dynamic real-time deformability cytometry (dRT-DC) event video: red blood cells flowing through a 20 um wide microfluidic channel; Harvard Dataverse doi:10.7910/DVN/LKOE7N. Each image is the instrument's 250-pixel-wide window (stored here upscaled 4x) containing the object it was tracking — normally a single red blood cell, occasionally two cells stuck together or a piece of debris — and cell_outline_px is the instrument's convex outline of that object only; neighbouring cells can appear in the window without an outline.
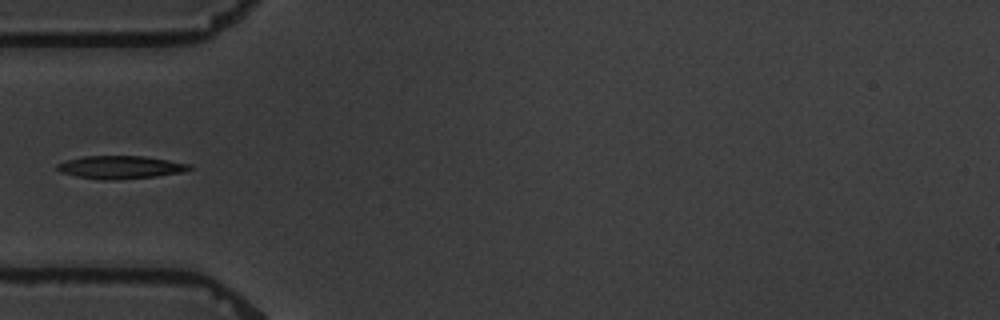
{"species": "common noctule bat (a hibernating species)", "species_latin": "Nyctalus noctula", "temperature_condition": "warm", "stored_images_in_passage": 2, "camera_frame_rate_fps": 3000, "um_per_image_px": 0.085, "animal": {"sex": "male", "body_mass_g": 19.5, "forearm_length_mm": 54.6}, "frame": {"image": 1, "passage_image": 2, "time_ms": 3.667, "image_size_px": [1000, 320], "cell_outline_px": [[196, 168], [180, 172], [156, 176], [112, 180], [100, 180], [76, 176], [60, 172], [56, 168], [56, 164], [68, 160], [84, 156], [144, 156], [192, 164]], "centroid_in_image_um": [10.25, 14.21], "position_along_channel_um": 74.7, "area_um2": 17.69}}